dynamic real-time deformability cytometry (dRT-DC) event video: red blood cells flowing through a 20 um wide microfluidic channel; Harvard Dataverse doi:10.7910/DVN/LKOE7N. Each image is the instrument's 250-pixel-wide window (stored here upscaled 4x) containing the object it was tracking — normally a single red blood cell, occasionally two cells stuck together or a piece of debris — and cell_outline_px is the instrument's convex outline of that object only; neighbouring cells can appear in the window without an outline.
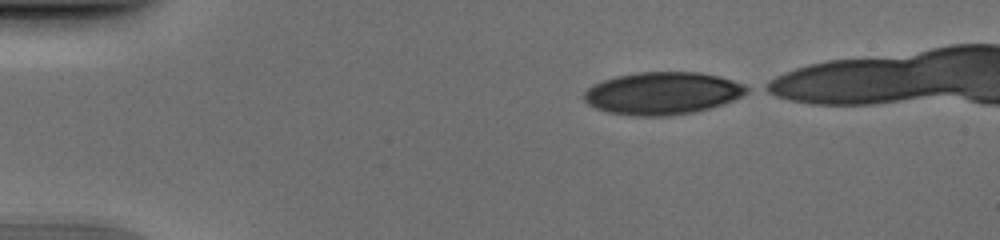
{"species": "human", "species_latin": "Homo sapiens", "temperature_condition": "cold", "stored_images_in_passage": 39, "camera_frame_rate_fps": 3000, "um_per_image_px": 0.085, "donor": {"sex": "male"}, "frame": {"image": 1, "passage_image": 1, "time_ms": 0.0, "image_size_px": [1000, 240], "cell_outline_px": [[752, 88], [748, 92], [724, 104], [692, 112], [668, 116], [632, 116], [608, 112], [596, 108], [588, 104], [584, 100], [584, 92], [592, 84], [616, 76], [640, 72], [700, 72], [720, 76], [744, 84]], "centroid_in_image_um": [56.31, 7.92], "position_along_channel_um": 28.7, "area_um2": 40.34}}
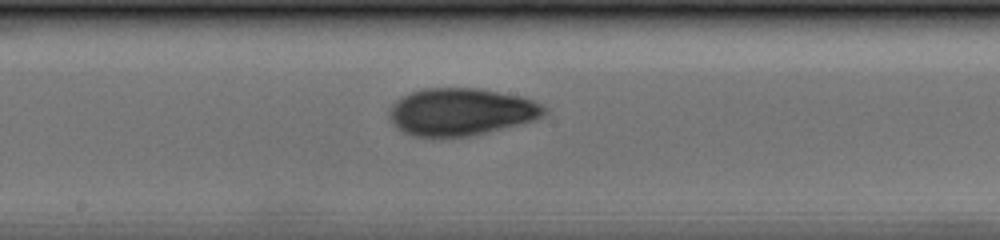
{"frame": {"image": 2, "passage_image": 20, "time_ms": 6.333, "image_size_px": [1000, 240], "cell_outline_px": [[548, 112], [544, 116], [532, 120], [468, 136], [432, 140], [412, 136], [396, 128], [392, 124], [388, 116], [388, 112], [392, 104], [396, 100], [412, 92], [424, 88], [476, 88], [520, 96], [532, 100], [548, 108]], "centroid_in_image_um": [39.11, 9.53], "position_along_channel_um": 209.1, "area_um2": 43.12}}
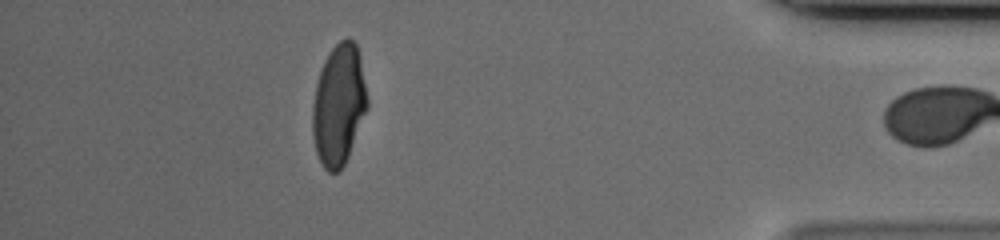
{"frame": {"image": 3, "passage_image": 38, "time_ms": 12.333, "image_size_px": [1000, 240], "cell_outline_px": [[368, 108], [348, 156], [340, 172], [328, 172], [324, 168], [316, 152], [312, 136], [312, 104], [316, 84], [324, 60], [328, 52], [340, 40], [348, 36], [356, 44], [360, 56], [368, 100]], "centroid_in_image_um": [28.79, 8.9], "position_along_channel_um": 406.4, "area_um2": 38.84}}